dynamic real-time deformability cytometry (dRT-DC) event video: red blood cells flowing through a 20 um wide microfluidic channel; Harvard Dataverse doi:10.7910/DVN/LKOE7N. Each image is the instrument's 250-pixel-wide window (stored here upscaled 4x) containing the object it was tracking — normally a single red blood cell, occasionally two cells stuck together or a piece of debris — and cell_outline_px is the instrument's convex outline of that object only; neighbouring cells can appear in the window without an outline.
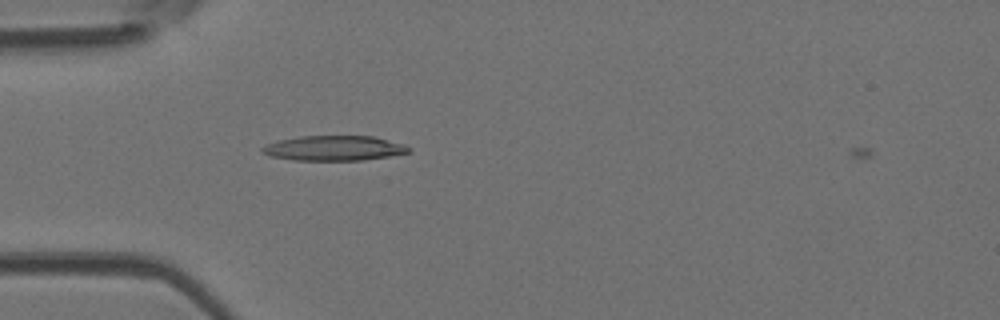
{"species": "Egyptian fruit bat (a non-hibernating species)", "species_latin": "Rousettus aegyptiacus", "temperature_condition": "room temperature", "stored_images_in_passage": 37, "camera_frame_rate_fps": 3000, "um_per_image_px": 0.085, "animal": {"sex": "female"}, "frame": {"image": 1, "passage_image": 1, "time_ms": 0.0, "image_size_px": [1000, 320], "cell_outline_px": [[412, 152], [364, 160], [292, 160], [268, 156], [260, 152], [260, 148], [268, 144], [280, 140], [300, 136], [372, 136], [404, 144], [412, 148]], "centroid_in_image_um": [28.39, 12.6], "position_along_channel_um": 56.6, "area_um2": 21.39}}
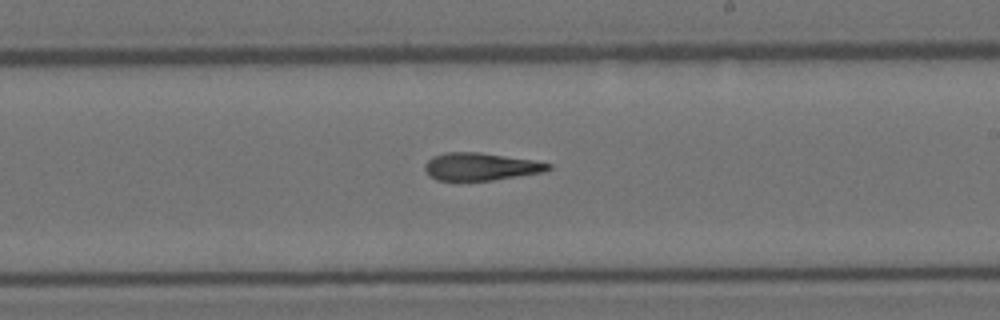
{"frame": {"image": 2, "passage_image": 16, "time_ms": 5.0, "image_size_px": [1000, 320], "cell_outline_px": [[552, 168], [544, 172], [492, 180], [436, 180], [428, 176], [424, 168], [424, 164], [432, 156], [444, 152], [480, 152], [536, 160], [552, 164]], "centroid_in_image_um": [40.85, 14.15], "position_along_channel_um": 248.1, "area_um2": 20.06}}
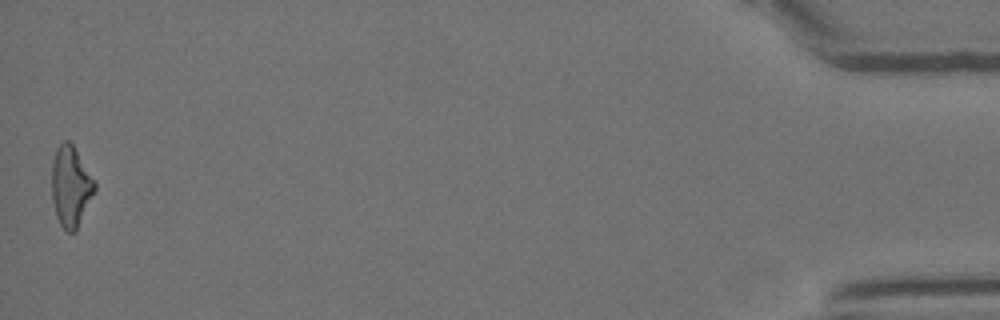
{"frame": {"image": 3, "passage_image": 37, "time_ms": 12.0, "image_size_px": [1000, 320], "cell_outline_px": [[96, 188], [76, 232], [64, 232], [56, 216], [52, 200], [52, 164], [56, 148], [64, 140], [68, 140], [72, 144], [96, 180]], "centroid_in_image_um": [6.02, 15.86], "position_along_channel_um": 429.2, "area_um2": 20.35}, "authors_computed_cell_mechanics": {"area_um2": 20.23, "velocity_mm_per_s": 3.9275, "shape_relaxation_time_tau1_ms": 9.2106, "shape_relaxation_time_tau2_ms": 5.8626, "deformation_change_tau1": 0.2989, "deformation_change_tau2": 0.2104}}